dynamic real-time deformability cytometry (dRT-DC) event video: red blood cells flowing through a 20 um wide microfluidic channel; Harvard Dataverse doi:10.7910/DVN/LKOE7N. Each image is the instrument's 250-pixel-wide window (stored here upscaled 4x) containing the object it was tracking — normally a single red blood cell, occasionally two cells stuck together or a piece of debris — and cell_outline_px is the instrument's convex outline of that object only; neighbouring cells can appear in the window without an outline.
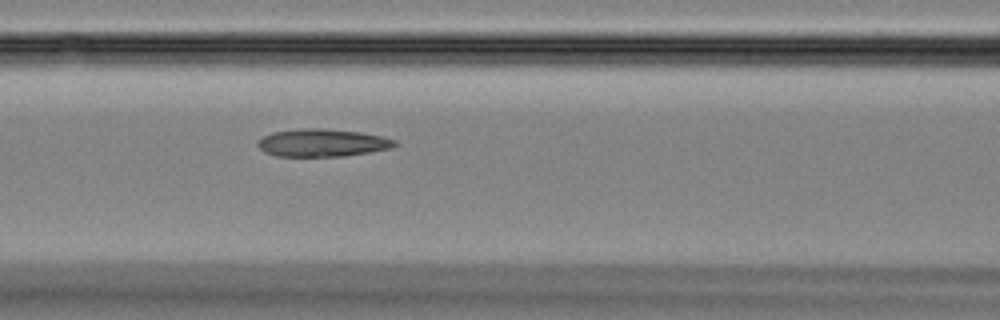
{"species": "Egyptian fruit bat (a non-hibernating species)", "species_latin": "Rousettus aegyptiacus", "temperature_condition": "room temperature", "stored_images_in_passage": 42, "camera_frame_rate_fps": 3000, "um_per_image_px": 0.085, "animal": {"sex": "female"}, "frame": {"image": 1, "passage_image": 19, "time_ms": 6.0, "image_size_px": [1000, 320], "cell_outline_px": [[396, 144], [392, 148], [344, 156], [276, 156], [264, 152], [256, 144], [264, 136], [272, 132], [304, 128], [320, 128], [360, 132], [380, 136], [396, 140]], "centroid_in_image_um": [27.38, 12.14], "position_along_channel_um": 139.2, "area_um2": 21.91}}
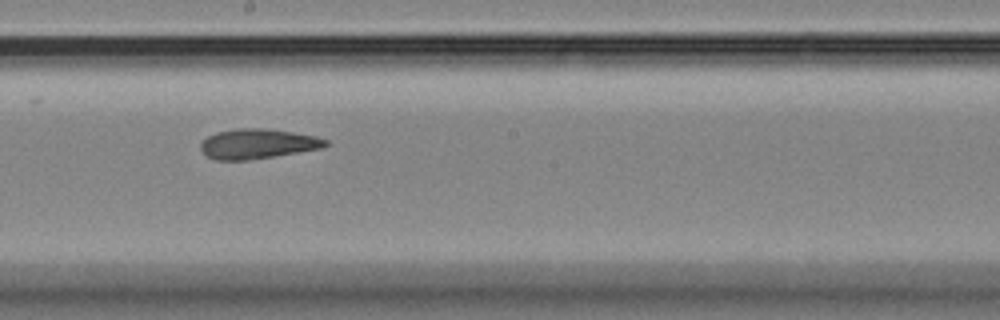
{"frame": {"image": 2, "passage_image": 25, "time_ms": 8.0, "image_size_px": [1000, 320], "cell_outline_px": [[328, 144], [324, 148], [248, 160], [216, 160], [204, 156], [200, 148], [200, 144], [208, 136], [216, 132], [236, 128], [260, 128], [292, 132], [316, 136], [328, 140]], "centroid_in_image_um": [21.88, 12.23], "position_along_channel_um": 226.3, "area_um2": 21.79}}
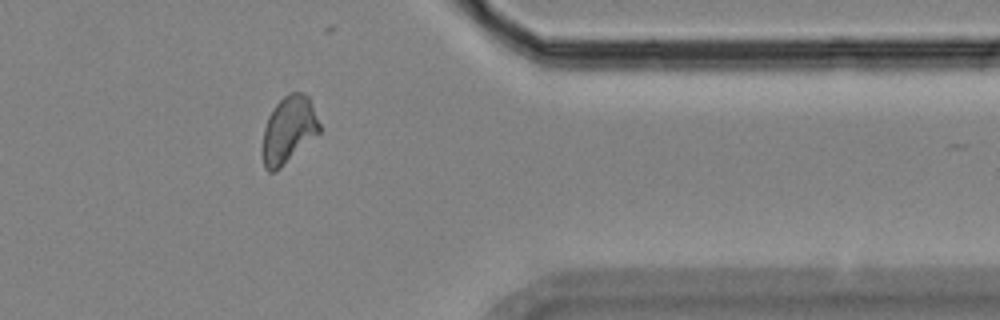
{"frame": {"image": 3, "passage_image": 37, "time_ms": 12.0, "image_size_px": [1000, 320], "cell_outline_px": [[320, 132], [276, 172], [268, 172], [264, 168], [260, 152], [260, 148], [264, 128], [268, 116], [276, 104], [288, 92], [300, 92], [308, 96], [320, 124]], "centroid_in_image_um": [24.48, 11.07], "position_along_channel_um": 386.9, "area_um2": 22.48}}